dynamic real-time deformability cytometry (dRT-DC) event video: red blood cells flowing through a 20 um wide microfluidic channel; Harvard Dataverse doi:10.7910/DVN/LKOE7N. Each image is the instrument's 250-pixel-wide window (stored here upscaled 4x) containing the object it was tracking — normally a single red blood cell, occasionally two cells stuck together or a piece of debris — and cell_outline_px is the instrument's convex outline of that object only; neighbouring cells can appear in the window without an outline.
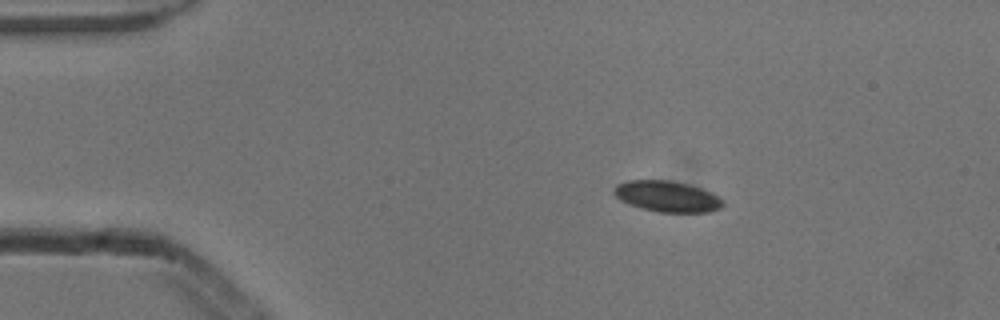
{"species": "common noctule bat (a hibernating species)", "species_latin": "Nyctalus noctula", "temperature_condition": "cold", "stored_images_in_passage": 3, "camera_frame_rate_fps": 3000, "um_per_image_px": 0.085, "animal": {"sex": "male", "body_mass_g": 13.3}, "frame": {"image": 1, "passage_image": 2, "time_ms": 0.333, "image_size_px": [1000, 320], "cell_outline_px": [[724, 204], [720, 208], [708, 212], [660, 212], [640, 208], [628, 204], [620, 200], [612, 192], [612, 188], [616, 184], [628, 180], [672, 180], [688, 184], [712, 192], [724, 200]], "centroid_in_image_um": [56.68, 16.69], "position_along_channel_um": 28.3, "area_um2": 19.88}}
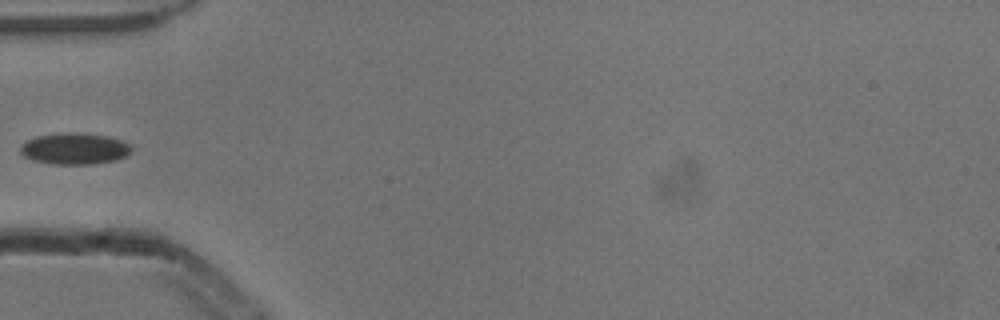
{"frame": {"image": 2, "passage_image": 3, "time_ms": 0.667, "image_size_px": [1000, 320], "cell_outline_px": [[132, 148], [124, 156], [116, 160], [92, 164], [52, 164], [36, 160], [24, 156], [20, 152], [20, 144], [36, 136], [64, 132], [80, 132], [108, 136], [120, 140], [128, 144]], "centroid_in_image_um": [6.31, 12.62], "position_along_channel_um": 78.7, "area_um2": 20.23}}